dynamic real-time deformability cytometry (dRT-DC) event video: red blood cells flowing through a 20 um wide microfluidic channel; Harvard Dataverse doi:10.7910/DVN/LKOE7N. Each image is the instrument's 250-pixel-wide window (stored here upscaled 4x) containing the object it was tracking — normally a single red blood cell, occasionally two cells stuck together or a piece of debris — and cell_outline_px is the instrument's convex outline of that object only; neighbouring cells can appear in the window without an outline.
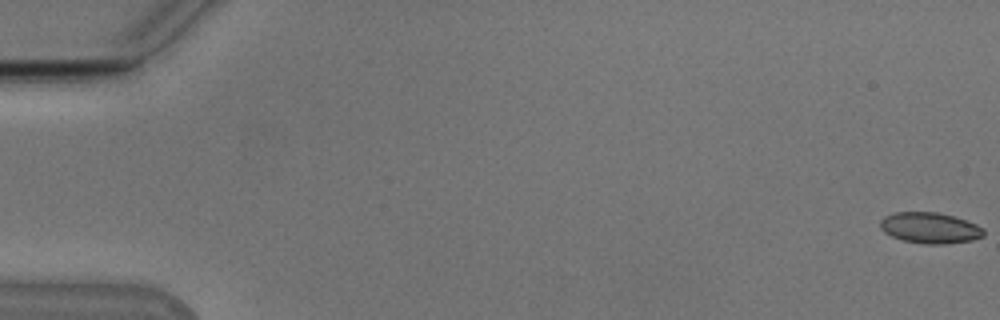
{"species": "Egyptian fruit bat (a non-hibernating species)", "species_latin": "Rousettus aegyptiacus", "temperature_condition": "cold", "stored_images_in_passage": 54, "camera_frame_rate_fps": 3000, "um_per_image_px": 0.085, "animal": {"sex": "male"}, "frame": {"image": 1, "passage_image": 1, "time_ms": 0.0, "image_size_px": [1000, 320], "cell_outline_px": [[984, 236], [972, 240], [944, 244], [924, 244], [904, 240], [892, 236], [884, 232], [880, 228], [880, 220], [884, 216], [896, 212], [936, 212], [952, 216], [976, 224], [984, 228]], "centroid_in_image_um": [79.04, 19.37], "position_along_channel_um": 6.0, "area_um2": 18.55}}
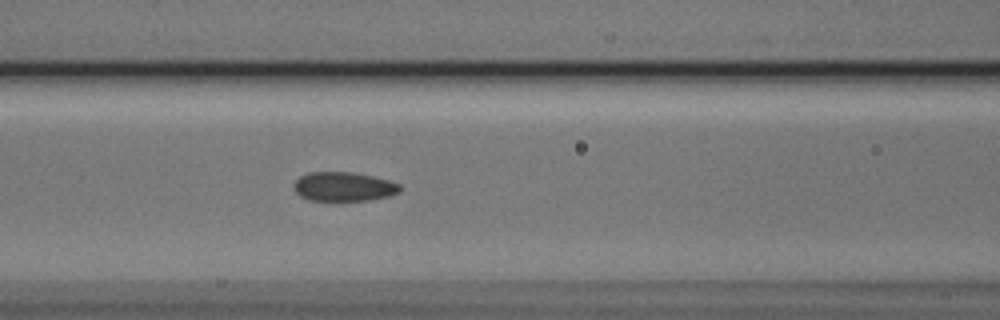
{"frame": {"image": 2, "passage_image": 24, "time_ms": 7.667, "image_size_px": [1000, 320], "cell_outline_px": [[400, 192], [392, 196], [372, 200], [340, 204], [308, 200], [300, 196], [292, 188], [292, 184], [300, 176], [308, 172], [352, 172], [372, 176], [388, 180], [400, 184]], "centroid_in_image_um": [29.19, 15.92], "position_along_channel_um": 137.4, "area_um2": 19.13}}
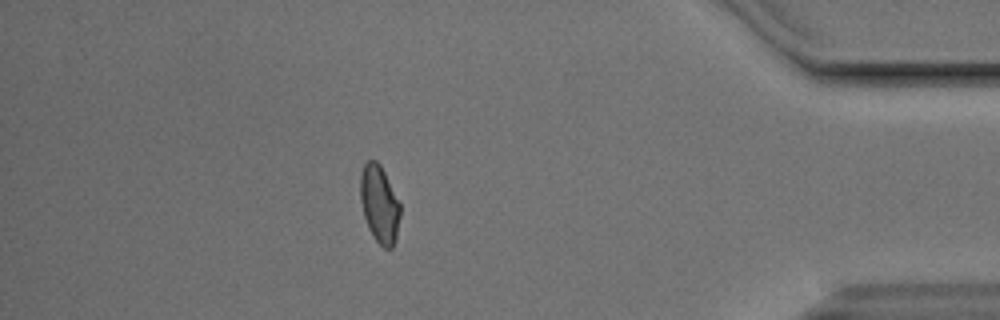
{"frame": {"image": 3, "passage_image": 48, "time_ms": 15.667, "image_size_px": [1000, 320], "cell_outline_px": [[400, 216], [396, 236], [392, 248], [384, 248], [372, 236], [368, 228], [364, 216], [360, 200], [360, 172], [364, 164], [368, 160], [376, 160], [380, 164], [400, 204]], "centroid_in_image_um": [32.23, 17.34], "position_along_channel_um": 403.0, "area_um2": 17.92}, "authors_computed_cell_mechanics": {"area_um2": 18.4671, "velocity_mm_per_s": 3.8374, "shape_relaxation_time_tau1_ms": null, "shape_relaxation_time_tau2_ms": 1.7277, "deformation_change_tau1": null, "deformation_change_tau2": 0.0524}}